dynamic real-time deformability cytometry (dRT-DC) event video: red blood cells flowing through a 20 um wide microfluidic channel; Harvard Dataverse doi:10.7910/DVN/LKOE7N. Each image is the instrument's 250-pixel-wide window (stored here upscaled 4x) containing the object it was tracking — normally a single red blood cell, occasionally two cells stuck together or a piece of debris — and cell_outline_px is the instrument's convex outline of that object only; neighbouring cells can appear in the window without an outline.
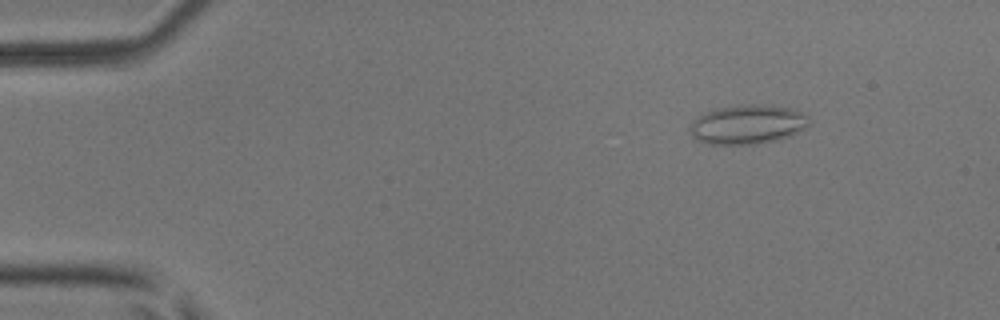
{"species": "common noctule bat (a hibernating species)", "species_latin": "Nyctalus noctula", "temperature_condition": "room temperature", "stored_images_in_passage": 52, "camera_frame_rate_fps": 3000, "um_per_image_px": 0.085, "animal": {"sex": "male", "body_mass_g": 17.9, "forearm_length_mm": 54.2}, "frame": {"image": 1, "passage_image": 7, "time_ms": 2.0, "image_size_px": [1000, 320], "cell_outline_px": [[808, 124], [804, 128], [788, 136], [776, 140], [756, 144], [708, 144], [696, 140], [692, 136], [688, 128], [692, 120], [716, 108], [744, 104], [772, 104], [792, 108], [804, 112], [808, 116]], "centroid_in_image_um": [63.53, 10.56], "position_along_channel_um": 21.5, "area_um2": 27.46}}
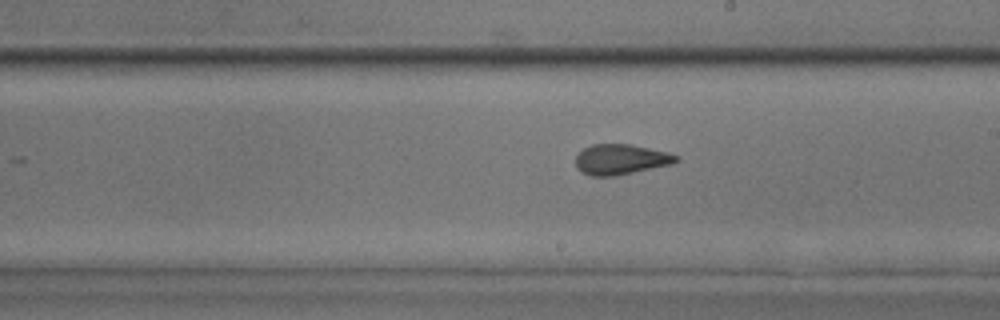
{"frame": {"image": 2, "passage_image": 30, "time_ms": 9.667, "image_size_px": [1000, 320], "cell_outline_px": [[680, 160], [672, 164], [616, 176], [592, 176], [576, 168], [576, 156], [584, 148], [592, 144], [628, 144], [668, 152], [680, 156]], "centroid_in_image_um": [52.79, 13.55], "position_along_channel_um": 236.2, "area_um2": 17.74}}
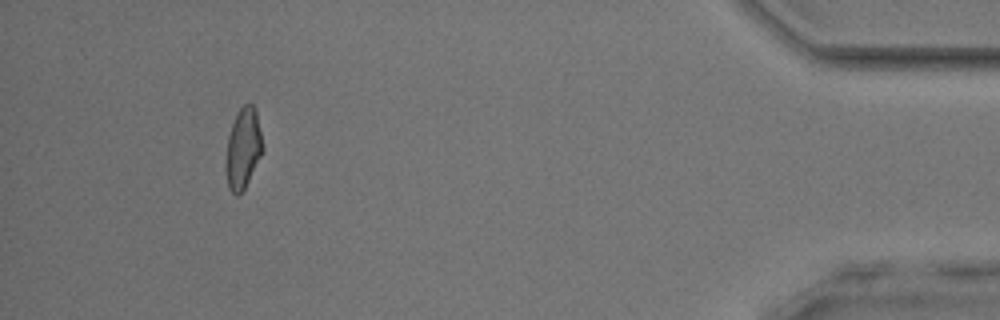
{"frame": {"image": 3, "passage_image": 48, "time_ms": 15.667, "image_size_px": [1000, 320], "cell_outline_px": [[264, 148], [244, 188], [236, 196], [228, 188], [228, 136], [236, 112], [244, 104], [252, 104], [256, 108]], "centroid_in_image_um": [20.7, 12.53], "position_along_channel_um": 414.5, "area_um2": 16.59}, "authors_computed_cell_mechanics": {"area_um2": 18.2359, "velocity_mm_per_s": 4.0199, "shape_relaxation_time_tau1_ms": null, "shape_relaxation_time_tau2_ms": 1.8597, "deformation_change_tau1": null, "deformation_change_tau2": 0.0899}}